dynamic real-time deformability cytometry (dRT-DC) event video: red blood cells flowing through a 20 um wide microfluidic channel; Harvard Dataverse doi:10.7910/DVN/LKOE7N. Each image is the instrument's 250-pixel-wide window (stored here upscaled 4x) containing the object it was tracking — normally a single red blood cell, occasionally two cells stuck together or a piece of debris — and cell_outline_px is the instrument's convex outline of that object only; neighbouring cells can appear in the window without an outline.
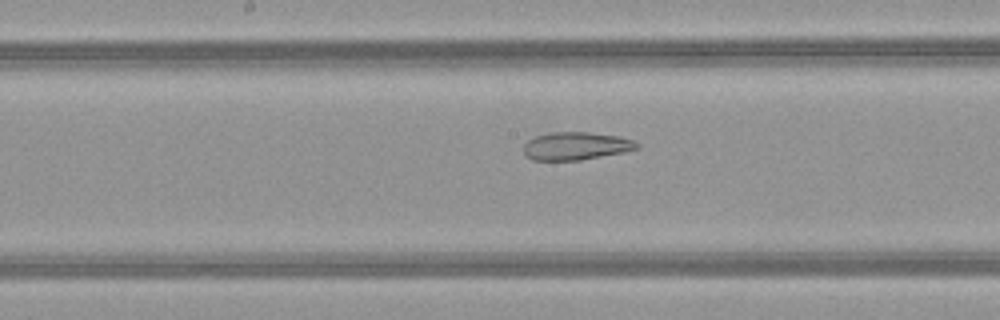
{"species": "common noctule bat (a hibernating species)", "species_latin": "Nyctalus noctula", "temperature_condition": "warm", "stored_images_in_passage": 51, "camera_frame_rate_fps": 3000, "um_per_image_px": 0.085, "animal": {"sex": "female", "body_mass_g": 21.9}, "frame": {"image": 1, "passage_image": 27, "time_ms": 8.667, "image_size_px": [1000, 320], "cell_outline_px": [[640, 148], [624, 152], [580, 160], [532, 160], [524, 156], [524, 144], [528, 140], [536, 136], [552, 132], [588, 132], [620, 136], [632, 140], [640, 144]], "centroid_in_image_um": [48.96, 12.41], "position_along_channel_um": 199.2, "area_um2": 18.5}}
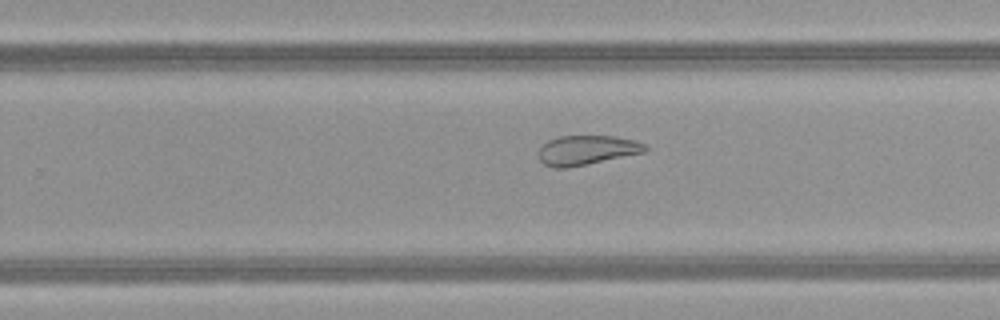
{"frame": {"image": 2, "passage_image": 33, "time_ms": 10.667, "image_size_px": [1000, 320], "cell_outline_px": [[648, 148], [644, 152], [588, 164], [568, 168], [552, 168], [544, 164], [540, 160], [540, 148], [548, 140], [560, 136], [612, 136], [632, 140], [648, 144]], "centroid_in_image_um": [49.88, 12.77], "position_along_channel_um": 279.9, "area_um2": 18.21}}
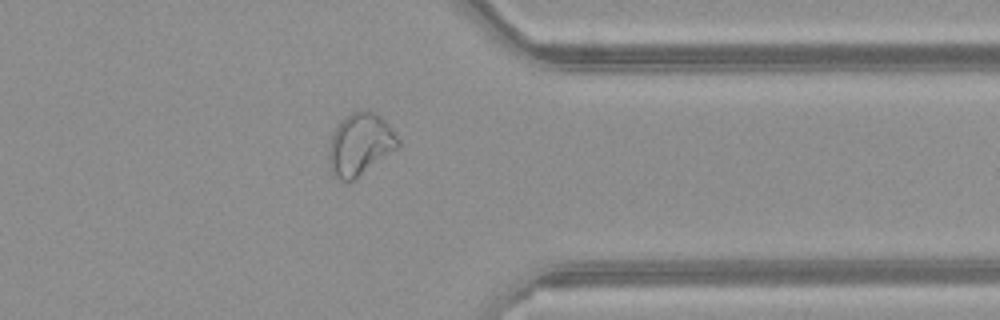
{"frame": {"image": 3, "passage_image": 41, "time_ms": 13.333, "image_size_px": [1000, 320], "cell_outline_px": [[400, 148], [352, 180], [340, 180], [332, 176], [328, 156], [328, 152], [332, 132], [340, 120], [352, 112], [376, 112], [392, 128], [400, 140]], "centroid_in_image_um": [30.61, 12.27], "position_along_channel_um": 380.8, "area_um2": 25.09}, "authors_computed_cell_mechanics": {"area_um2": 27.2238, "velocity_mm_per_s": 4.0575, "shape_relaxation_time_tau1_ms": null, "shape_relaxation_time_tau2_ms": 2.7448, "deformation_change_tau1": null, "deformation_change_tau2": 0.1029}}